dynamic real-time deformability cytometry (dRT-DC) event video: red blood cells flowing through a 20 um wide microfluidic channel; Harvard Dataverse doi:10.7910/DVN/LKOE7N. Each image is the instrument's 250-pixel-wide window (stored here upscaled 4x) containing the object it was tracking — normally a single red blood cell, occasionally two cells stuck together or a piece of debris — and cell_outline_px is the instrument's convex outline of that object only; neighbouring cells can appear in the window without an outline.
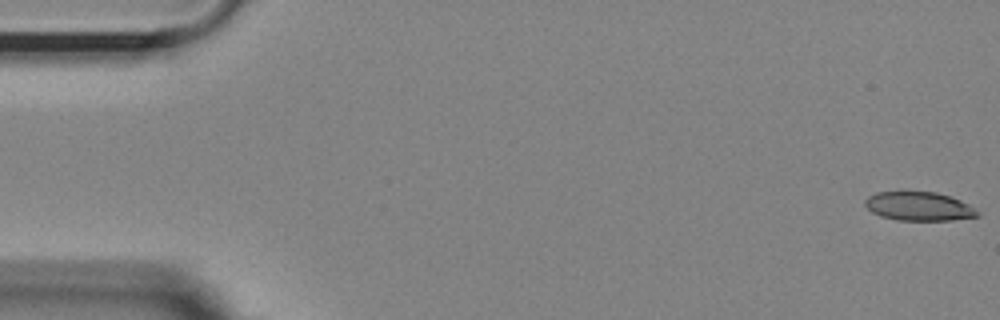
{"species": "Egyptian fruit bat (a non-hibernating species)", "species_latin": "Rousettus aegyptiacus", "temperature_condition": "room temperature", "stored_images_in_passage": 55, "camera_frame_rate_fps": 3000, "um_per_image_px": 0.085, "animal": {"sex": "female"}, "frame": {"image": 1, "passage_image": 1, "time_ms": 0.0, "image_size_px": [1000, 320], "cell_outline_px": [[980, 216], [952, 220], [896, 220], [880, 216], [872, 212], [864, 204], [864, 200], [868, 196], [876, 192], [936, 192], [960, 200], [968, 204], [980, 212]], "centroid_in_image_um": [78.1, 17.54], "position_along_channel_um": 6.9, "area_um2": 18.84}}
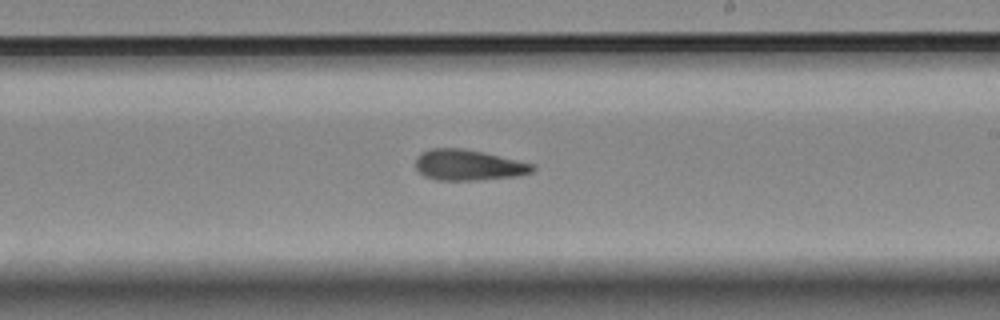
{"frame": {"image": 2, "passage_image": 32, "time_ms": 10.333, "image_size_px": [1000, 320], "cell_outline_px": [[536, 168], [532, 172], [516, 176], [476, 180], [436, 180], [424, 176], [416, 168], [416, 156], [420, 152], [432, 148], [464, 148], [484, 152], [532, 164]], "centroid_in_image_um": [39.77, 14.02], "position_along_channel_um": 249.2, "area_um2": 20.92}}
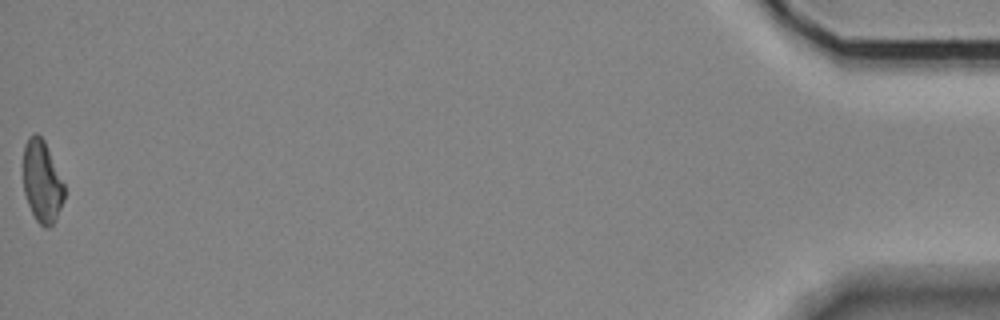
{"frame": {"image": 3, "passage_image": 55, "time_ms": 18.0, "image_size_px": [1000, 320], "cell_outline_px": [[64, 196], [56, 220], [48, 228], [44, 228], [36, 220], [28, 204], [24, 192], [24, 144], [28, 136], [32, 132], [36, 132], [44, 140], [64, 184]], "centroid_in_image_um": [3.56, 15.42], "position_along_channel_um": 431.6, "area_um2": 19.48}, "authors_computed_cell_mechanics": {"area_um2": 20.7502, "velocity_mm_per_s": 3.6513, "shape_relaxation_time_tau1_ms": 6.9977, "shape_relaxation_time_tau2_ms": 4.0118, "deformation_change_tau1": 0.1971, "deformation_change_tau2": 0.1416}}